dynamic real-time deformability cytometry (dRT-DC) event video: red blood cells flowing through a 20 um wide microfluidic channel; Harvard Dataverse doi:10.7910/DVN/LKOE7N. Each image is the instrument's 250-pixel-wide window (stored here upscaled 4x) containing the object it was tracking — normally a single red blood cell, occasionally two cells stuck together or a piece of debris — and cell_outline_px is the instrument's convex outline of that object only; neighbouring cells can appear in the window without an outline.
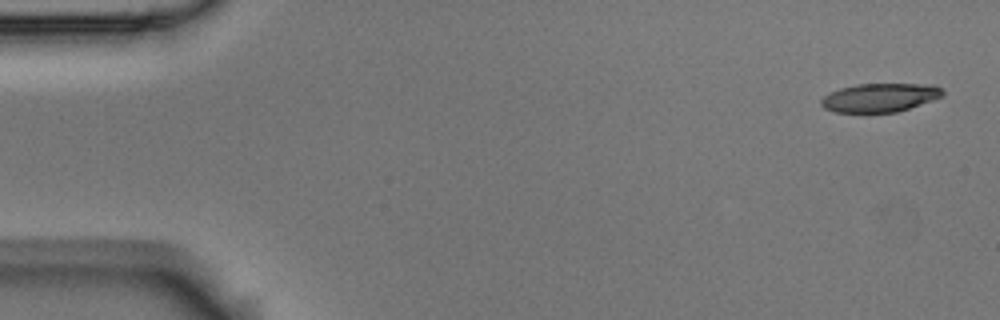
{"species": "Egyptian fruit bat (a non-hibernating species)", "species_latin": "Rousettus aegyptiacus", "temperature_condition": "room temperature", "stored_images_in_passage": 5, "camera_frame_rate_fps": 3000, "um_per_image_px": 0.085, "animal": {"sex": "male"}, "frame": {"image": 1, "passage_image": 1, "time_ms": 0.0, "image_size_px": [1000, 320], "cell_outline_px": [[944, 96], [896, 112], [836, 112], [824, 108], [820, 104], [820, 100], [824, 96], [840, 88], [856, 84], [936, 84], [944, 92]], "centroid_in_image_um": [74.8, 8.28], "position_along_channel_um": 10.2, "area_um2": 20.17}}